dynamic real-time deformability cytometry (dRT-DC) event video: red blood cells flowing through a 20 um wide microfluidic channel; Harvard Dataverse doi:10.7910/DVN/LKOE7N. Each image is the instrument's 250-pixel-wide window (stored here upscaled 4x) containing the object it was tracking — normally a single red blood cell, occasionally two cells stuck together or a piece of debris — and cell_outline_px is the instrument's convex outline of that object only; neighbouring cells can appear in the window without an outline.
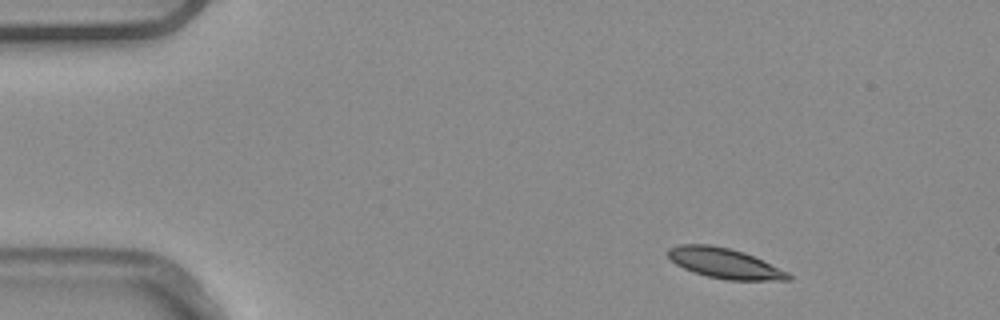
{"species": "common noctule bat (a hibernating species)", "species_latin": "Nyctalus noctula", "temperature_condition": "warm", "stored_images_in_passage": 2, "camera_frame_rate_fps": 3000, "um_per_image_px": 0.085, "animal": {"sex": "male", "body_mass_g": 20.4}, "frame": {"image": 1, "passage_image": 1, "time_ms": 0.0, "image_size_px": [1000, 320], "cell_outline_px": [[792, 280], [728, 280], [708, 276], [692, 272], [676, 264], [668, 256], [668, 248], [680, 244], [712, 244], [744, 252], [788, 272], [792, 276]], "centroid_in_image_um": [61.58, 22.37], "position_along_channel_um": 23.4, "area_um2": 21.04}}